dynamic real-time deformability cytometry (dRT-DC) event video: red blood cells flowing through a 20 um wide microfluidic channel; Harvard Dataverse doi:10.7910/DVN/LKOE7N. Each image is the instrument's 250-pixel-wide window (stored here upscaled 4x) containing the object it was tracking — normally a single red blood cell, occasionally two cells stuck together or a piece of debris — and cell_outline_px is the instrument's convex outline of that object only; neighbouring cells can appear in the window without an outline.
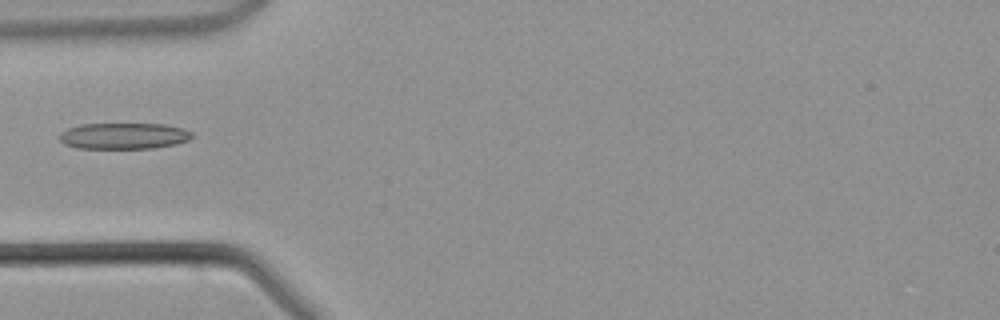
{"species": "common noctule bat (a hibernating species)", "species_latin": "Nyctalus noctula", "temperature_condition": "warm", "stored_images_in_passage": 31, "camera_frame_rate_fps": 3000, "um_per_image_px": 0.085, "animal": {"sex": "male", "body_mass_g": 21.5, "forearm_length_mm": 52.0}, "frame": {"image": 1, "passage_image": 1, "time_ms": 0.0, "image_size_px": [1000, 320], "cell_outline_px": [[192, 136], [188, 140], [176, 144], [152, 148], [80, 148], [64, 144], [60, 140], [60, 136], [68, 128], [80, 124], [164, 124], [184, 128], [192, 132]], "centroid_in_image_um": [10.56, 11.55], "position_along_channel_um": 74.4, "area_um2": 20.06}}
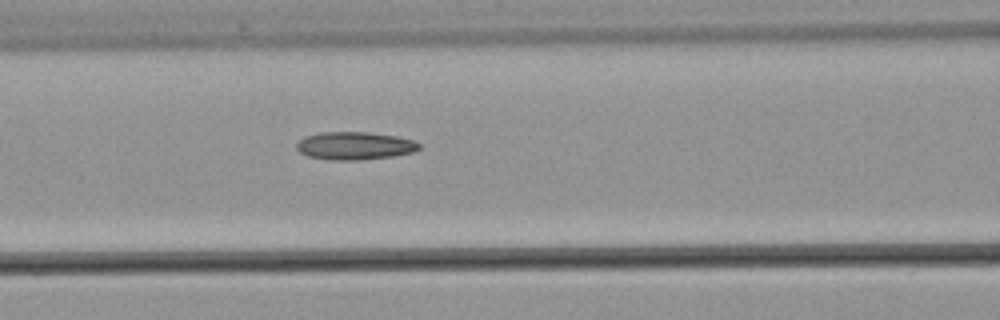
{"frame": {"image": 2, "passage_image": 5, "time_ms": 1.333, "image_size_px": [1000, 320], "cell_outline_px": [[420, 148], [412, 152], [392, 156], [360, 160], [332, 160], [308, 156], [300, 152], [296, 148], [296, 144], [304, 136], [320, 132], [368, 132], [396, 136], [412, 140], [420, 144]], "centroid_in_image_um": [30.12, 12.38], "position_along_channel_um": 136.5, "area_um2": 19.83}}
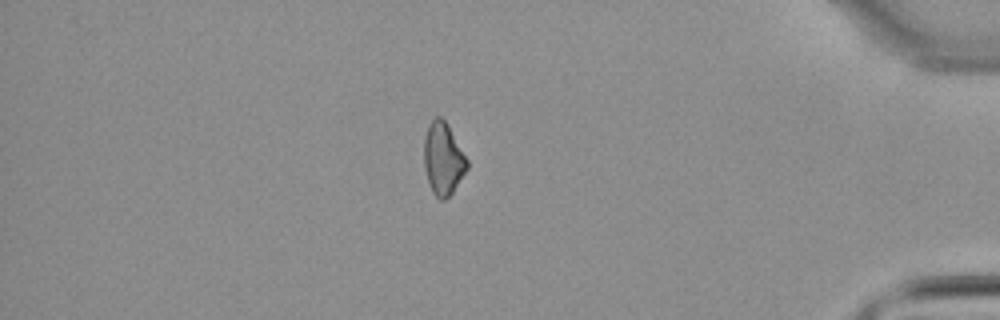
{"frame": {"image": 3, "passage_image": 25, "time_ms": 8.0, "image_size_px": [1000, 320], "cell_outline_px": [[468, 168], [452, 192], [444, 200], [440, 200], [432, 192], [428, 180], [424, 164], [424, 140], [428, 124], [436, 116], [440, 116], [444, 120], [468, 160]], "centroid_in_image_um": [37.65, 13.5], "position_along_channel_um": 397.5, "area_um2": 17.8}}